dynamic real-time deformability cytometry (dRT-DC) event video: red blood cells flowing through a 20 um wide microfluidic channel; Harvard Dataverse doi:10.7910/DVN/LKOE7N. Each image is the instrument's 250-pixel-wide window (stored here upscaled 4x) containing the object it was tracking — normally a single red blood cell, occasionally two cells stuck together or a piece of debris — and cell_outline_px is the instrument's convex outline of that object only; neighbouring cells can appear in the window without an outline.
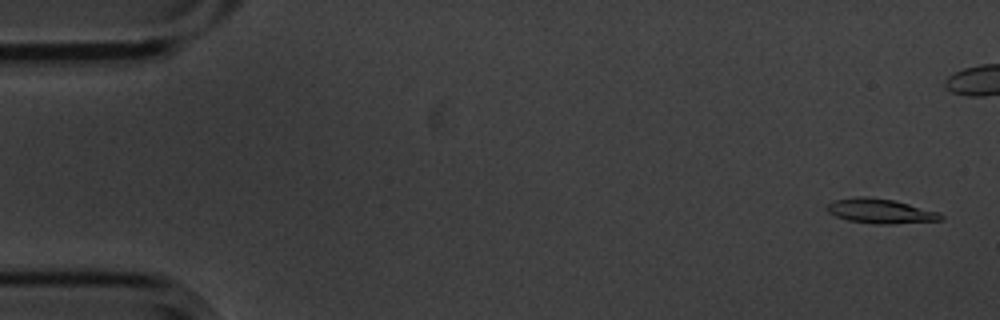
{"species": "common noctule bat (a hibernating species)", "species_latin": "Nyctalus noctula", "temperature_condition": "cold", "stored_images_in_passage": 56, "camera_frame_rate_fps": 3000, "um_per_image_px": 0.085, "animal": {"sex": "male", "body_mass_g": 20.1, "forearm_length_mm": 53.5}, "frame": {"image": 1, "passage_image": 2, "time_ms": 0.333, "image_size_px": [1000, 320], "cell_outline_px": [[944, 220], [888, 224], [876, 224], [848, 220], [836, 216], [828, 212], [828, 204], [832, 200], [860, 196], [868, 196], [892, 200], [940, 212], [944, 216]], "centroid_in_image_um": [74.85, 17.94], "position_along_channel_um": 10.1, "area_um2": 16.24}}
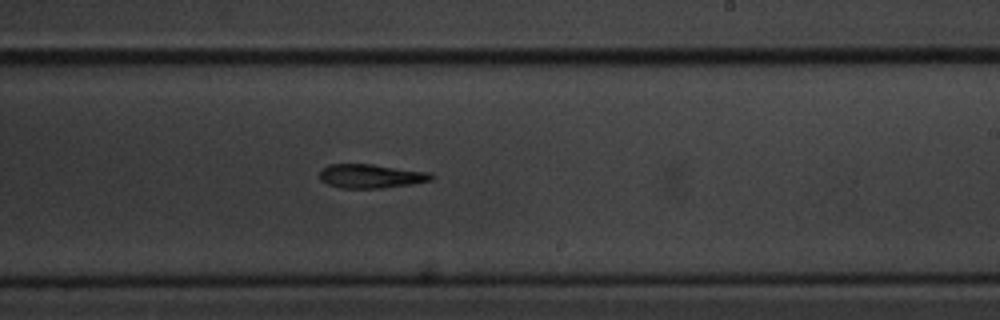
{"frame": {"image": 2, "passage_image": 33, "time_ms": 10.667, "image_size_px": [1000, 320], "cell_outline_px": [[436, 176], [432, 180], [412, 184], [380, 188], [340, 188], [328, 184], [320, 180], [320, 172], [328, 164], [372, 164], [432, 172]], "centroid_in_image_um": [31.58, 14.96], "position_along_channel_um": 257.4, "area_um2": 15.72}}
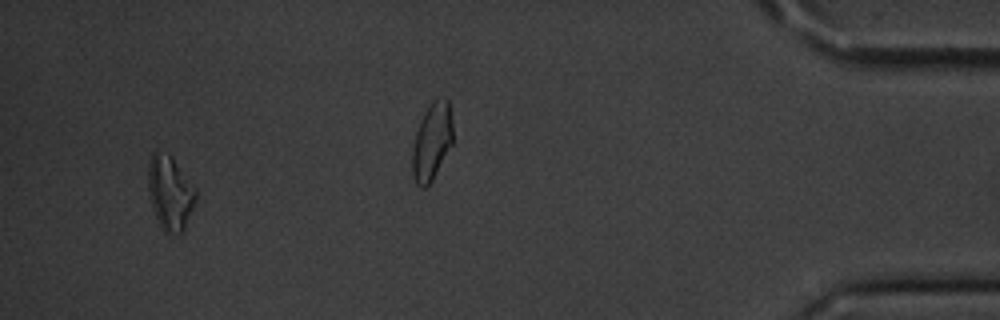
{"frame": {"image": 3, "passage_image": 53, "time_ms": 17.333, "image_size_px": [1000, 320], "cell_outline_px": [[196, 200], [184, 228], [176, 236], [168, 236], [160, 228], [148, 192], [148, 164], [152, 152], [156, 148], [172, 156], [196, 188]], "centroid_in_image_um": [14.44, 16.38], "position_along_channel_um": 420.8, "area_um2": 20.92}, "authors_computed_cell_mechanics": {"area_um2": 16.0395, "velocity_mm_per_s": 3.582, "shape_relaxation_time_tau1_ms": 10.5029, "shape_relaxation_time_tau2_ms": 6.1204, "deformation_change_tau1": 0.2503, "deformation_change_tau2": 0.196}}